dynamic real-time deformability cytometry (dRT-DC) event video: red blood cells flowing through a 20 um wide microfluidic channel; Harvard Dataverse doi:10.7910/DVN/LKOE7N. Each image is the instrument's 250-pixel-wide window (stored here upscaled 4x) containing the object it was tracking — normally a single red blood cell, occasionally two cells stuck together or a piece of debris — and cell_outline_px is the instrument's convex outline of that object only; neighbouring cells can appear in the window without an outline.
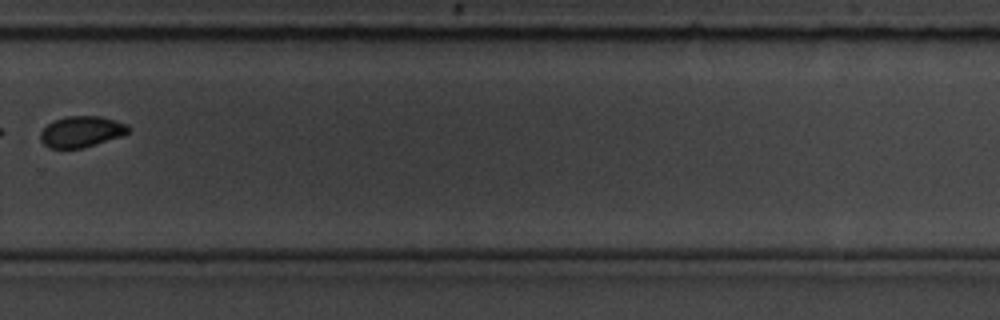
{"species": "common noctule bat (a hibernating species)", "species_latin": "Nyctalus noctula", "temperature_condition": "room temperature", "stored_images_in_passage": 10, "camera_frame_rate_fps": 3000, "um_per_image_px": 0.085, "animal": {"sex": "male", "body_mass_g": 19.5, "forearm_length_mm": 54.6}, "frame": {"image": 1, "passage_image": 10, "time_ms": 11.0, "image_size_px": [1000, 320], "cell_outline_px": [[132, 128], [124, 136], [80, 148], [48, 148], [40, 140], [40, 132], [48, 124], [64, 116], [100, 116], [128, 124]], "centroid_in_image_um": [6.95, 11.19], "position_along_channel_um": 322.9, "area_um2": 15.95}}